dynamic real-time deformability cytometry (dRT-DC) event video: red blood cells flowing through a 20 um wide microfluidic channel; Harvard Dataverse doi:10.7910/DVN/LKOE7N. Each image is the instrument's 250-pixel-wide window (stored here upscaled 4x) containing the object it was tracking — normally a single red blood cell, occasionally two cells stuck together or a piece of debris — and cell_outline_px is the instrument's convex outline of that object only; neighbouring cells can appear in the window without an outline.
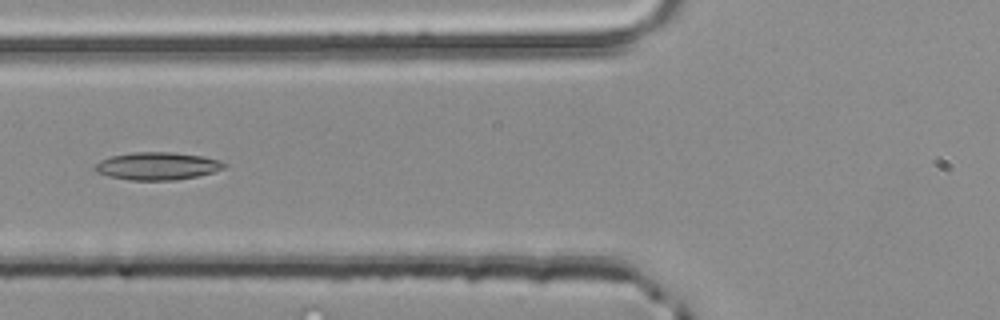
{"species": "common noctule bat (a hibernating species)", "species_latin": "Nyctalus noctula", "temperature_condition": "room temperature", "stored_images_in_passage": 38, "camera_frame_rate_fps": 3000, "um_per_image_px": 0.085, "animal": {"sex": "male", "body_mass_g": 20.4}, "frame": {"image": 1, "passage_image": 9, "time_ms": 2.667, "image_size_px": [1000, 320], "cell_outline_px": [[224, 168], [212, 172], [196, 176], [176, 180], [128, 180], [108, 176], [96, 172], [96, 164], [100, 160], [112, 156], [132, 152], [172, 152], [200, 156], [220, 160], [224, 164]], "centroid_in_image_um": [13.34, 14.11], "position_along_channel_um": 112.5, "area_um2": 20.58}}
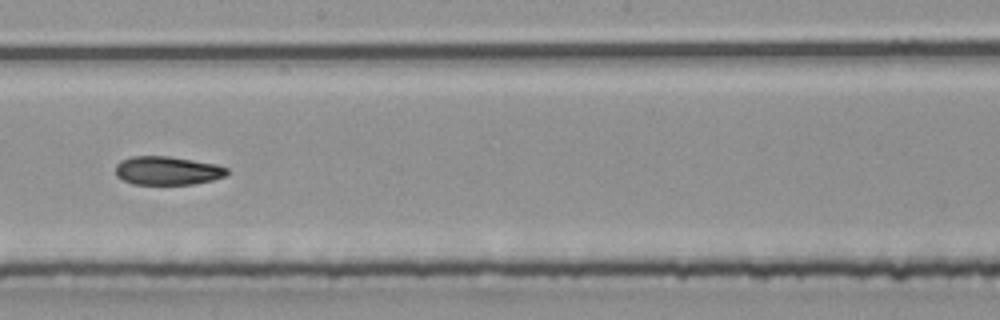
{"frame": {"image": 2, "passage_image": 18, "time_ms": 5.667, "image_size_px": [1000, 320], "cell_outline_px": [[228, 172], [224, 176], [212, 180], [192, 184], [132, 184], [116, 176], [116, 164], [120, 160], [132, 156], [168, 156], [216, 164], [228, 168]], "centroid_in_image_um": [14.2, 14.5], "position_along_channel_um": 234.0, "area_um2": 18.5}}
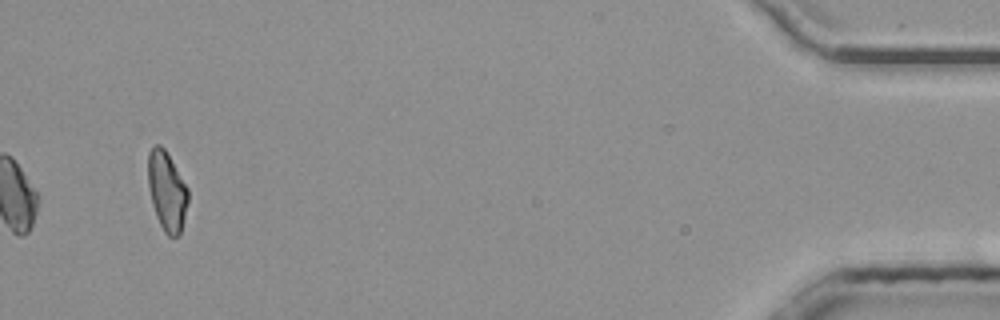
{"frame": {"image": 3, "passage_image": 38, "time_ms": 12.333, "image_size_px": [1000, 320], "cell_outline_px": [[188, 200], [180, 236], [168, 236], [164, 232], [156, 216], [152, 204], [148, 188], [148, 152], [156, 144], [160, 144], [164, 148], [188, 188]], "centroid_in_image_um": [14.17, 16.26], "position_along_channel_um": 421.0, "area_um2": 18.44}, "authors_computed_cell_mechanics": {"area_um2": 18.9584, "velocity_mm_per_s": 4.0517, "shape_relaxation_time_tau1_ms": null, "shape_relaxation_time_tau2_ms": 10.8345, "deformation_change_tau1": null, "deformation_change_tau2": 0.2114}}